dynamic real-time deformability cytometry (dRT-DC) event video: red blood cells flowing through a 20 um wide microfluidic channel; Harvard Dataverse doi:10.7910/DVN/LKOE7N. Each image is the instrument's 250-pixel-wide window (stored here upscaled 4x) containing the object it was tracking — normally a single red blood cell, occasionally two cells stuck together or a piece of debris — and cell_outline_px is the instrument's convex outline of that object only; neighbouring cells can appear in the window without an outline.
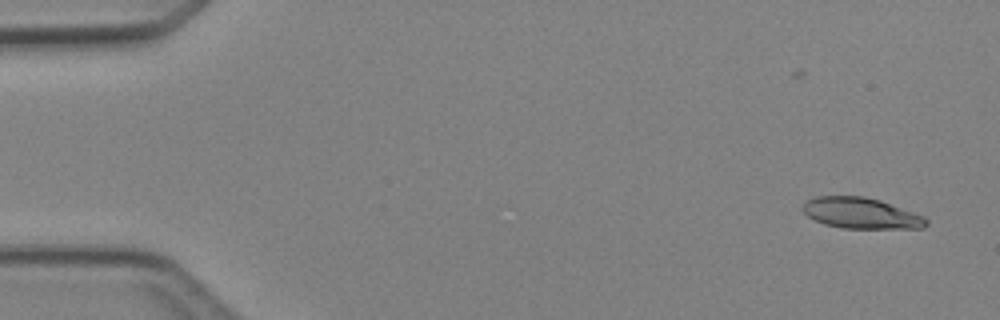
{"species": "Egyptian fruit bat (a non-hibernating species)", "species_latin": "Rousettus aegyptiacus", "temperature_condition": "cold", "stored_images_in_passage": 5, "segment_of_instrument_passage": [2, 2], "camera_frame_rate_fps": 3000, "um_per_image_px": 0.085, "animal": {"sex": "female"}, "frame": {"image": 1, "passage_image": 5, "time_ms": 5.667, "image_size_px": [1000, 320], "cell_outline_px": [[928, 224], [924, 228], [840, 228], [824, 224], [808, 216], [804, 212], [804, 204], [808, 200], [816, 196], [864, 196], [880, 200], [924, 216], [928, 220]], "centroid_in_image_um": [73.22, 18.12], "position_along_channel_um": 11.8, "area_um2": 22.08}}